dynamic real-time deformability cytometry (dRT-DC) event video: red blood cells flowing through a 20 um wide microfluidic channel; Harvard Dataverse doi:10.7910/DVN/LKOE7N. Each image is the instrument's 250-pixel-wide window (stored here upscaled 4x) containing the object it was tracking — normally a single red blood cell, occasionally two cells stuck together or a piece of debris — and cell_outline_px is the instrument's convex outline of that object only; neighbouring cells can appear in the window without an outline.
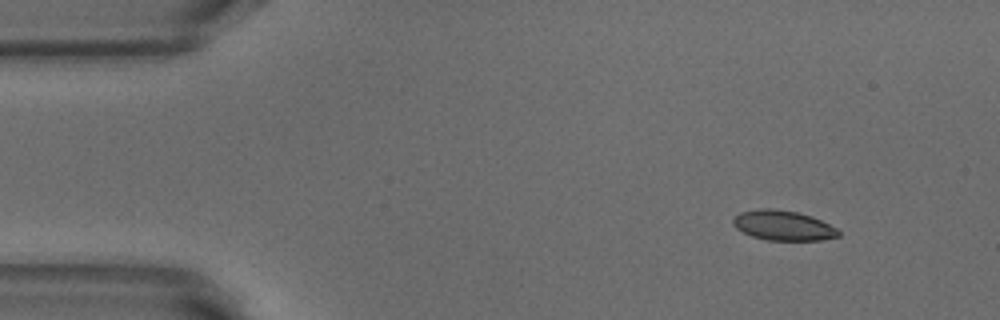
{"species": "common noctule bat (a hibernating species)", "species_latin": "Nyctalus noctula", "temperature_condition": "warm", "stored_images_in_passage": 47, "camera_frame_rate_fps": 3000, "um_per_image_px": 0.085, "animal": {"sex": "male", "body_mass_g": 18.8}, "frame": {"image": 1, "passage_image": 1, "time_ms": 0.0, "image_size_px": [1000, 320], "cell_outline_px": [[840, 236], [820, 240], [768, 240], [752, 236], [736, 228], [732, 224], [732, 216], [740, 212], [760, 208], [772, 208], [796, 212], [812, 216], [836, 228], [840, 232]], "centroid_in_image_um": [66.53, 19.15], "position_along_channel_um": 18.5, "area_um2": 18.38}}
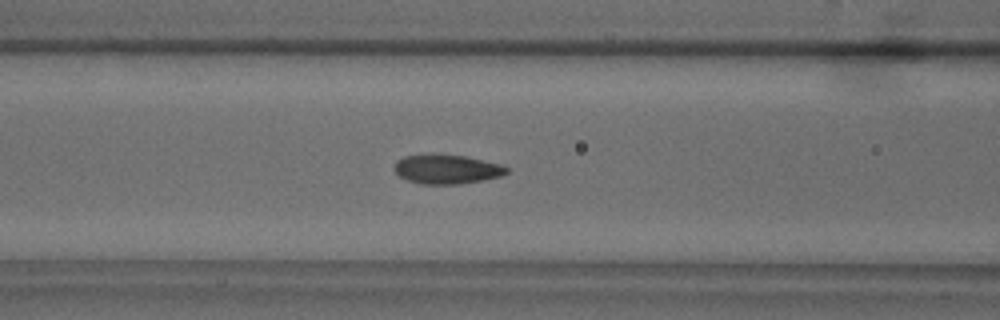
{"frame": {"image": 2, "passage_image": 16, "time_ms": 5.0, "image_size_px": [1000, 320], "cell_outline_px": [[508, 172], [500, 176], [484, 180], [460, 184], [420, 184], [408, 180], [400, 176], [392, 168], [396, 160], [404, 156], [432, 152], [464, 156], [500, 164], [508, 168]], "centroid_in_image_um": [37.92, 14.36], "position_along_channel_um": 128.7, "area_um2": 19.54}}
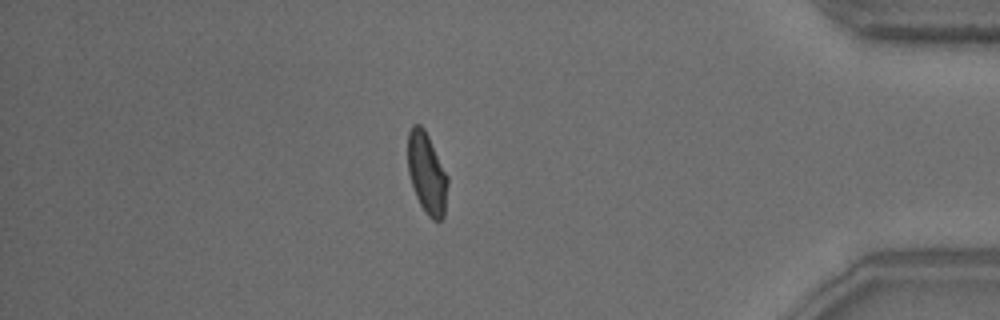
{"frame": {"image": 3, "passage_image": 40, "time_ms": 13.0, "image_size_px": [1000, 320], "cell_outline_px": [[448, 184], [444, 216], [440, 220], [432, 220], [424, 212], [416, 196], [408, 172], [408, 132], [412, 124], [420, 124], [424, 128], [448, 176]], "centroid_in_image_um": [36.28, 14.73], "position_along_channel_um": 398.9, "area_um2": 18.84}, "authors_computed_cell_mechanics": {"area_um2": 18.9584, "velocity_mm_per_s": 3.8719, "shape_relaxation_time_tau1_ms": 4.0428, "shape_relaxation_time_tau2_ms": 0.8393, "deformation_change_tau1": 0.1465, "deformation_change_tau2": 0.0524}}